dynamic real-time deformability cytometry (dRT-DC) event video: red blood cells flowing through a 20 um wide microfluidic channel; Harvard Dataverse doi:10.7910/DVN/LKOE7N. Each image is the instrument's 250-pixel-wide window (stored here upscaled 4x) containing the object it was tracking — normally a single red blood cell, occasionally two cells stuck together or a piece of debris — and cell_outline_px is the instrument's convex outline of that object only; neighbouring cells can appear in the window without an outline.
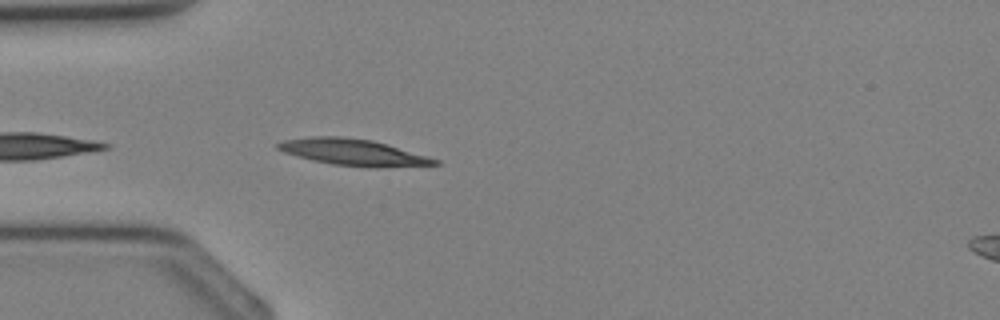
{"species": "Egyptian fruit bat (a non-hibernating species)", "species_latin": "Rousettus aegyptiacus", "temperature_condition": "cold", "stored_images_in_passage": 26, "camera_frame_rate_fps": 3000, "um_per_image_px": 0.085, "animal": {"sex": "female"}, "frame": {"image": 1, "passage_image": 1, "time_ms": 0.0, "image_size_px": [1000, 320], "cell_outline_px": [[440, 164], [332, 164], [312, 160], [284, 152], [276, 148], [276, 144], [284, 140], [312, 136], [344, 136], [372, 140], [388, 144], [428, 156], [440, 160]], "centroid_in_image_um": [29.87, 12.86], "position_along_channel_um": 55.1, "area_um2": 22.66}}
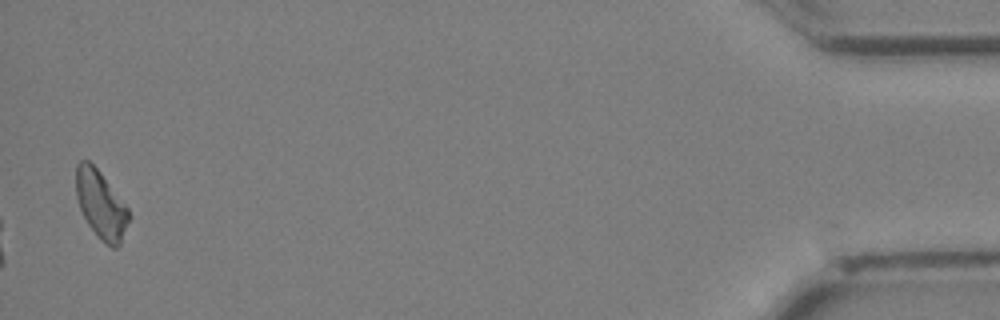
{"frame": {"image": 2, "passage_image": 26, "time_ms": 8.333, "image_size_px": [1000, 320], "cell_outline_px": [[128, 220], [120, 244], [116, 248], [112, 248], [104, 244], [100, 240], [88, 224], [80, 208], [76, 196], [76, 164], [80, 160], [88, 160], [100, 172], [128, 208]], "centroid_in_image_um": [8.55, 17.4], "position_along_channel_um": 426.7, "area_um2": 20.58}}